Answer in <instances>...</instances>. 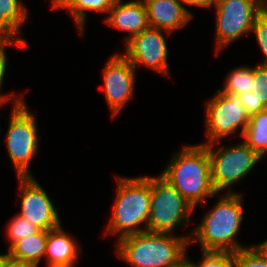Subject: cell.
Here are the masks:
<instances>
[{
	"label": "cell",
	"mask_w": 267,
	"mask_h": 267,
	"mask_svg": "<svg viewBox=\"0 0 267 267\" xmlns=\"http://www.w3.org/2000/svg\"><path fill=\"white\" fill-rule=\"evenodd\" d=\"M160 176L170 183L196 209L209 197H218L212 185L207 147L188 145L176 152Z\"/></svg>",
	"instance_id": "6da1fadb"
},
{
	"label": "cell",
	"mask_w": 267,
	"mask_h": 267,
	"mask_svg": "<svg viewBox=\"0 0 267 267\" xmlns=\"http://www.w3.org/2000/svg\"><path fill=\"white\" fill-rule=\"evenodd\" d=\"M226 193L190 233L189 243L195 239L201 251L236 253L249 247L239 244L236 238L243 219V195L230 190Z\"/></svg>",
	"instance_id": "7a4b0ae2"
},
{
	"label": "cell",
	"mask_w": 267,
	"mask_h": 267,
	"mask_svg": "<svg viewBox=\"0 0 267 267\" xmlns=\"http://www.w3.org/2000/svg\"><path fill=\"white\" fill-rule=\"evenodd\" d=\"M151 203V176L119 177L106 234L118 238L147 231ZM144 224V228L140 226Z\"/></svg>",
	"instance_id": "3957f363"
},
{
	"label": "cell",
	"mask_w": 267,
	"mask_h": 267,
	"mask_svg": "<svg viewBox=\"0 0 267 267\" xmlns=\"http://www.w3.org/2000/svg\"><path fill=\"white\" fill-rule=\"evenodd\" d=\"M191 235L142 232L117 240L116 254L131 267H172L190 246Z\"/></svg>",
	"instance_id": "277c9868"
},
{
	"label": "cell",
	"mask_w": 267,
	"mask_h": 267,
	"mask_svg": "<svg viewBox=\"0 0 267 267\" xmlns=\"http://www.w3.org/2000/svg\"><path fill=\"white\" fill-rule=\"evenodd\" d=\"M195 209L164 178L151 177V203L147 231L173 233L179 226L189 225Z\"/></svg>",
	"instance_id": "5b68a950"
},
{
	"label": "cell",
	"mask_w": 267,
	"mask_h": 267,
	"mask_svg": "<svg viewBox=\"0 0 267 267\" xmlns=\"http://www.w3.org/2000/svg\"><path fill=\"white\" fill-rule=\"evenodd\" d=\"M26 105L25 99L14 103L5 139L9 158L18 177L32 176L30 163L40 147L36 117Z\"/></svg>",
	"instance_id": "8992f818"
},
{
	"label": "cell",
	"mask_w": 267,
	"mask_h": 267,
	"mask_svg": "<svg viewBox=\"0 0 267 267\" xmlns=\"http://www.w3.org/2000/svg\"><path fill=\"white\" fill-rule=\"evenodd\" d=\"M216 143L203 145L209 153L212 185L219 193L246 177L262 158L244 141L230 147Z\"/></svg>",
	"instance_id": "52a82bcc"
},
{
	"label": "cell",
	"mask_w": 267,
	"mask_h": 267,
	"mask_svg": "<svg viewBox=\"0 0 267 267\" xmlns=\"http://www.w3.org/2000/svg\"><path fill=\"white\" fill-rule=\"evenodd\" d=\"M267 0H216V54L236 39L251 32Z\"/></svg>",
	"instance_id": "ba28073f"
},
{
	"label": "cell",
	"mask_w": 267,
	"mask_h": 267,
	"mask_svg": "<svg viewBox=\"0 0 267 267\" xmlns=\"http://www.w3.org/2000/svg\"><path fill=\"white\" fill-rule=\"evenodd\" d=\"M210 100L206 102V135L208 141L203 144L212 142H221V139L233 135L241 130L242 137L250 116L242 106L238 95L231 93H222L219 90Z\"/></svg>",
	"instance_id": "9c48e42d"
},
{
	"label": "cell",
	"mask_w": 267,
	"mask_h": 267,
	"mask_svg": "<svg viewBox=\"0 0 267 267\" xmlns=\"http://www.w3.org/2000/svg\"><path fill=\"white\" fill-rule=\"evenodd\" d=\"M21 211L18 215L40 230H51L61 225L58 211L47 192L33 176L18 177Z\"/></svg>",
	"instance_id": "30bf717a"
},
{
	"label": "cell",
	"mask_w": 267,
	"mask_h": 267,
	"mask_svg": "<svg viewBox=\"0 0 267 267\" xmlns=\"http://www.w3.org/2000/svg\"><path fill=\"white\" fill-rule=\"evenodd\" d=\"M136 69L122 54H114L103 70L105 99L115 117L133 97ZM126 103V104H125Z\"/></svg>",
	"instance_id": "8fae6325"
},
{
	"label": "cell",
	"mask_w": 267,
	"mask_h": 267,
	"mask_svg": "<svg viewBox=\"0 0 267 267\" xmlns=\"http://www.w3.org/2000/svg\"><path fill=\"white\" fill-rule=\"evenodd\" d=\"M163 31L149 26L126 43L124 56L135 69L136 64H139L163 75L169 74V51Z\"/></svg>",
	"instance_id": "7c38bea8"
},
{
	"label": "cell",
	"mask_w": 267,
	"mask_h": 267,
	"mask_svg": "<svg viewBox=\"0 0 267 267\" xmlns=\"http://www.w3.org/2000/svg\"><path fill=\"white\" fill-rule=\"evenodd\" d=\"M150 27L164 30L168 35L185 27L194 17L180 0H142Z\"/></svg>",
	"instance_id": "4fadbf2b"
},
{
	"label": "cell",
	"mask_w": 267,
	"mask_h": 267,
	"mask_svg": "<svg viewBox=\"0 0 267 267\" xmlns=\"http://www.w3.org/2000/svg\"><path fill=\"white\" fill-rule=\"evenodd\" d=\"M105 22L117 30L129 33L125 44L149 27L148 16L142 0L122 2L117 0L110 8Z\"/></svg>",
	"instance_id": "5bb4252c"
},
{
	"label": "cell",
	"mask_w": 267,
	"mask_h": 267,
	"mask_svg": "<svg viewBox=\"0 0 267 267\" xmlns=\"http://www.w3.org/2000/svg\"><path fill=\"white\" fill-rule=\"evenodd\" d=\"M81 248L74 237L65 233L62 226L48 230L46 241L47 267H74Z\"/></svg>",
	"instance_id": "9a60e30c"
},
{
	"label": "cell",
	"mask_w": 267,
	"mask_h": 267,
	"mask_svg": "<svg viewBox=\"0 0 267 267\" xmlns=\"http://www.w3.org/2000/svg\"><path fill=\"white\" fill-rule=\"evenodd\" d=\"M47 238L48 231L39 230L8 246V254L15 259L30 262L38 267L46 253Z\"/></svg>",
	"instance_id": "2e32d148"
},
{
	"label": "cell",
	"mask_w": 267,
	"mask_h": 267,
	"mask_svg": "<svg viewBox=\"0 0 267 267\" xmlns=\"http://www.w3.org/2000/svg\"><path fill=\"white\" fill-rule=\"evenodd\" d=\"M27 7L19 0H0V29L21 39L20 28L28 19Z\"/></svg>",
	"instance_id": "e0dca14e"
},
{
	"label": "cell",
	"mask_w": 267,
	"mask_h": 267,
	"mask_svg": "<svg viewBox=\"0 0 267 267\" xmlns=\"http://www.w3.org/2000/svg\"><path fill=\"white\" fill-rule=\"evenodd\" d=\"M117 0H63L57 7L67 9L78 27L81 36L84 37L85 19H87V11L105 12L108 14L110 8Z\"/></svg>",
	"instance_id": "ac0fdd59"
},
{
	"label": "cell",
	"mask_w": 267,
	"mask_h": 267,
	"mask_svg": "<svg viewBox=\"0 0 267 267\" xmlns=\"http://www.w3.org/2000/svg\"><path fill=\"white\" fill-rule=\"evenodd\" d=\"M242 137L261 158L267 154V108L250 116Z\"/></svg>",
	"instance_id": "d6986e66"
},
{
	"label": "cell",
	"mask_w": 267,
	"mask_h": 267,
	"mask_svg": "<svg viewBox=\"0 0 267 267\" xmlns=\"http://www.w3.org/2000/svg\"><path fill=\"white\" fill-rule=\"evenodd\" d=\"M254 83V68L241 66L233 69L227 75L224 88L218 90L222 93H231L239 96L255 90Z\"/></svg>",
	"instance_id": "ffe728a7"
},
{
	"label": "cell",
	"mask_w": 267,
	"mask_h": 267,
	"mask_svg": "<svg viewBox=\"0 0 267 267\" xmlns=\"http://www.w3.org/2000/svg\"><path fill=\"white\" fill-rule=\"evenodd\" d=\"M14 40V41H13ZM13 43H15L17 45V47L20 48H25L27 46V42L25 39H21L19 37H15V36H8L1 44H0V88L2 87L3 84V79L5 77V73H6V68H7V54H6V47L9 45H12ZM12 98H14L13 104L16 102H19L21 100L24 99V96H20L17 97L14 94L10 93L7 95L4 94H0V106L4 105L7 100H13Z\"/></svg>",
	"instance_id": "44dd1931"
},
{
	"label": "cell",
	"mask_w": 267,
	"mask_h": 267,
	"mask_svg": "<svg viewBox=\"0 0 267 267\" xmlns=\"http://www.w3.org/2000/svg\"><path fill=\"white\" fill-rule=\"evenodd\" d=\"M6 230L7 235H5L10 243L11 246L14 242L21 240L26 236H30L40 229L32 224L30 221L28 222L20 215H15L12 220L9 221Z\"/></svg>",
	"instance_id": "7402d4cb"
},
{
	"label": "cell",
	"mask_w": 267,
	"mask_h": 267,
	"mask_svg": "<svg viewBox=\"0 0 267 267\" xmlns=\"http://www.w3.org/2000/svg\"><path fill=\"white\" fill-rule=\"evenodd\" d=\"M234 257L237 267H267V256L257 245L240 249Z\"/></svg>",
	"instance_id": "603a6c76"
},
{
	"label": "cell",
	"mask_w": 267,
	"mask_h": 267,
	"mask_svg": "<svg viewBox=\"0 0 267 267\" xmlns=\"http://www.w3.org/2000/svg\"><path fill=\"white\" fill-rule=\"evenodd\" d=\"M197 267H237L234 253L228 251H203Z\"/></svg>",
	"instance_id": "cb8c5ba5"
},
{
	"label": "cell",
	"mask_w": 267,
	"mask_h": 267,
	"mask_svg": "<svg viewBox=\"0 0 267 267\" xmlns=\"http://www.w3.org/2000/svg\"><path fill=\"white\" fill-rule=\"evenodd\" d=\"M251 32L254 33L259 48L266 58L261 65L267 66V6L256 17Z\"/></svg>",
	"instance_id": "d4e9b609"
},
{
	"label": "cell",
	"mask_w": 267,
	"mask_h": 267,
	"mask_svg": "<svg viewBox=\"0 0 267 267\" xmlns=\"http://www.w3.org/2000/svg\"><path fill=\"white\" fill-rule=\"evenodd\" d=\"M259 95L260 92H258L257 89L252 92H246L239 95L242 106L245 108V111L249 116L265 109V107L261 104V97Z\"/></svg>",
	"instance_id": "484cf974"
},
{
	"label": "cell",
	"mask_w": 267,
	"mask_h": 267,
	"mask_svg": "<svg viewBox=\"0 0 267 267\" xmlns=\"http://www.w3.org/2000/svg\"><path fill=\"white\" fill-rule=\"evenodd\" d=\"M255 89L260 92L261 104L267 108V66L257 65L254 67Z\"/></svg>",
	"instance_id": "4316f807"
},
{
	"label": "cell",
	"mask_w": 267,
	"mask_h": 267,
	"mask_svg": "<svg viewBox=\"0 0 267 267\" xmlns=\"http://www.w3.org/2000/svg\"><path fill=\"white\" fill-rule=\"evenodd\" d=\"M3 267H36V266L30 262L24 260H18L11 256H8Z\"/></svg>",
	"instance_id": "83f0119b"
},
{
	"label": "cell",
	"mask_w": 267,
	"mask_h": 267,
	"mask_svg": "<svg viewBox=\"0 0 267 267\" xmlns=\"http://www.w3.org/2000/svg\"><path fill=\"white\" fill-rule=\"evenodd\" d=\"M183 5H188L190 6H198V7H211L214 5L216 0H180Z\"/></svg>",
	"instance_id": "f1b7e54d"
},
{
	"label": "cell",
	"mask_w": 267,
	"mask_h": 267,
	"mask_svg": "<svg viewBox=\"0 0 267 267\" xmlns=\"http://www.w3.org/2000/svg\"><path fill=\"white\" fill-rule=\"evenodd\" d=\"M187 256L186 251L172 267H197V264L190 261Z\"/></svg>",
	"instance_id": "f546056e"
},
{
	"label": "cell",
	"mask_w": 267,
	"mask_h": 267,
	"mask_svg": "<svg viewBox=\"0 0 267 267\" xmlns=\"http://www.w3.org/2000/svg\"><path fill=\"white\" fill-rule=\"evenodd\" d=\"M261 250L262 252L267 256V239L263 242H261L260 244H256Z\"/></svg>",
	"instance_id": "4dcf8cb0"
},
{
	"label": "cell",
	"mask_w": 267,
	"mask_h": 267,
	"mask_svg": "<svg viewBox=\"0 0 267 267\" xmlns=\"http://www.w3.org/2000/svg\"><path fill=\"white\" fill-rule=\"evenodd\" d=\"M8 256H9L8 252L7 254H0V267L4 266Z\"/></svg>",
	"instance_id": "1f68e13d"
},
{
	"label": "cell",
	"mask_w": 267,
	"mask_h": 267,
	"mask_svg": "<svg viewBox=\"0 0 267 267\" xmlns=\"http://www.w3.org/2000/svg\"><path fill=\"white\" fill-rule=\"evenodd\" d=\"M62 2L63 0H52V8L56 9Z\"/></svg>",
	"instance_id": "d6a6232c"
},
{
	"label": "cell",
	"mask_w": 267,
	"mask_h": 267,
	"mask_svg": "<svg viewBox=\"0 0 267 267\" xmlns=\"http://www.w3.org/2000/svg\"><path fill=\"white\" fill-rule=\"evenodd\" d=\"M8 37V35H0V44Z\"/></svg>",
	"instance_id": "836d02e7"
},
{
	"label": "cell",
	"mask_w": 267,
	"mask_h": 267,
	"mask_svg": "<svg viewBox=\"0 0 267 267\" xmlns=\"http://www.w3.org/2000/svg\"><path fill=\"white\" fill-rule=\"evenodd\" d=\"M0 35H7L2 29H0Z\"/></svg>",
	"instance_id": "e575fe53"
}]
</instances>
